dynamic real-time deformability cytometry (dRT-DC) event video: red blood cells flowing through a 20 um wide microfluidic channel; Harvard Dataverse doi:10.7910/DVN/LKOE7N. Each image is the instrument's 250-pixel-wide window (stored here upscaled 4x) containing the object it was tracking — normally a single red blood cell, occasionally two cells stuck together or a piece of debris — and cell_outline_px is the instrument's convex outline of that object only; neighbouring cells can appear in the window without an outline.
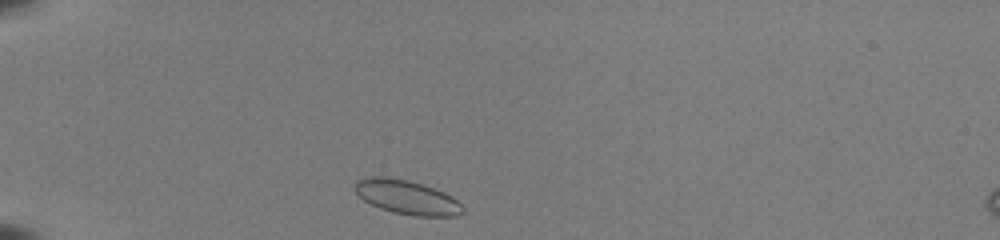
{"species": "common noctule bat (a hibernating species)", "species_latin": "Nyctalus noctula", "temperature_condition": "room temperature", "stored_images_in_passage": 39, "camera_frame_rate_fps": 3000, "um_per_image_px": 0.085, "animal": {"sex": "female", "body_mass_g": 22.0, "forearm_length_mm": 56.7}, "frame": {"image": 1, "passage_image": 2, "time_ms": 0.333, "image_size_px": [1000, 240], "cell_outline_px": [[464, 212], [456, 216], [416, 216], [392, 212], [380, 208], [364, 200], [356, 192], [356, 180], [368, 176], [388, 176], [408, 180], [444, 192], [452, 196], [464, 208]], "centroid_in_image_um": [34.59, 16.76], "position_along_channel_um": 50.4, "area_um2": 21.33}}
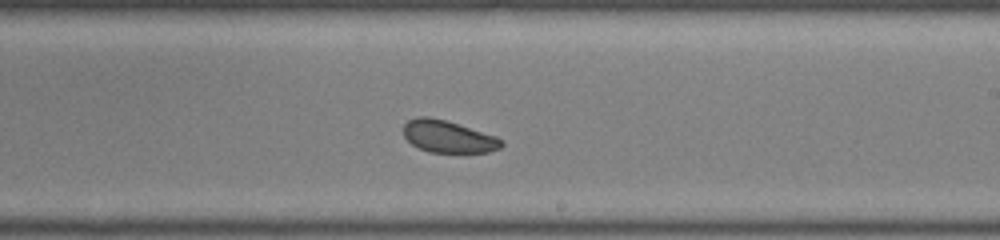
{"frame": {"image": 2, "passage_image": 20, "time_ms": 6.333, "image_size_px": [1000, 240], "cell_outline_px": [[504, 144], [500, 148], [488, 152], [428, 152], [412, 144], [404, 136], [404, 124], [408, 120], [416, 116], [428, 116], [444, 120], [496, 136], [504, 140]], "centroid_in_image_um": [38.09, 11.61], "position_along_channel_um": 250.9, "area_um2": 18.21}}
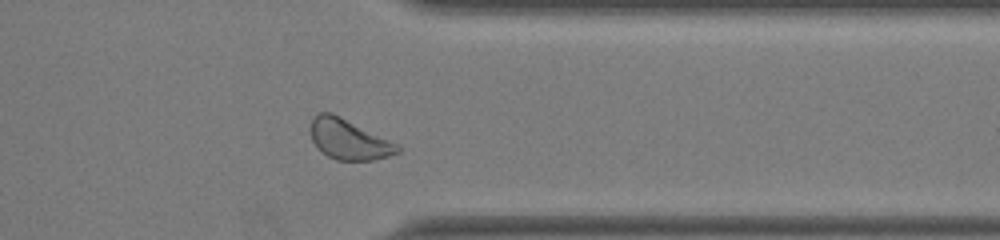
{"frame": {"image": 3, "passage_image": 30, "time_ms": 9.667, "image_size_px": [1000, 240], "cell_outline_px": [[400, 152], [388, 156], [372, 160], [336, 160], [328, 156], [312, 140], [312, 116], [320, 112], [332, 112], [400, 144]], "centroid_in_image_um": [29.7, 11.83], "position_along_channel_um": 381.7, "area_um2": 20.29}}